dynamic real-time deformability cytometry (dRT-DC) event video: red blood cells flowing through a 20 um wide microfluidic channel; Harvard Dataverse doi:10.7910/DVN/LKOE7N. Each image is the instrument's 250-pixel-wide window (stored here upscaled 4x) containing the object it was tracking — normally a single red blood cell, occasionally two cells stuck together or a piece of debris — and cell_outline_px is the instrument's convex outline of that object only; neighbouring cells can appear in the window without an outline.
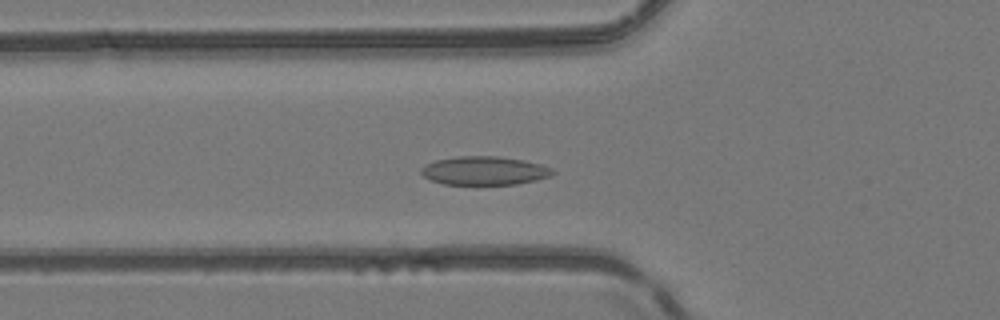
{"species": "common noctule bat (a hibernating species)", "species_latin": "Nyctalus noctula", "temperature_condition": "room temperature", "stored_images_in_passage": 49, "camera_frame_rate_fps": 3000, "um_per_image_px": 0.085, "animal": {"sex": "female", "body_mass_g": 24.6, "forearm_length_mm": 56.2}, "frame": {"image": 1, "passage_image": 17, "time_ms": 5.333, "image_size_px": [1000, 320], "cell_outline_px": [[556, 172], [548, 176], [536, 180], [516, 184], [444, 184], [432, 180], [424, 176], [420, 172], [420, 168], [424, 164], [436, 160], [460, 156], [496, 156], [524, 160], [540, 164], [552, 168]], "centroid_in_image_um": [41.16, 14.5], "position_along_channel_um": 84.6, "area_um2": 21.79}}
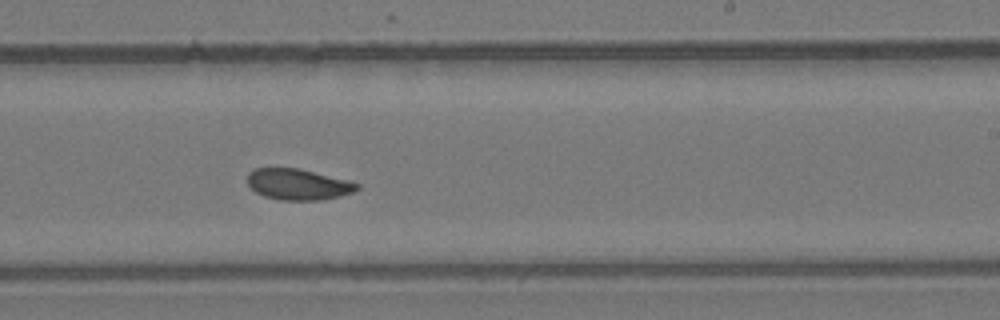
{"frame": {"image": 2, "passage_image": 30, "time_ms": 9.667, "image_size_px": [1000, 320], "cell_outline_px": [[360, 188], [352, 192], [340, 196], [324, 200], [280, 200], [264, 196], [256, 192], [248, 184], [248, 172], [256, 168], [300, 168], [348, 180], [360, 184]], "centroid_in_image_um": [25.36, 15.67], "position_along_channel_um": 263.6, "area_um2": 19.88}}
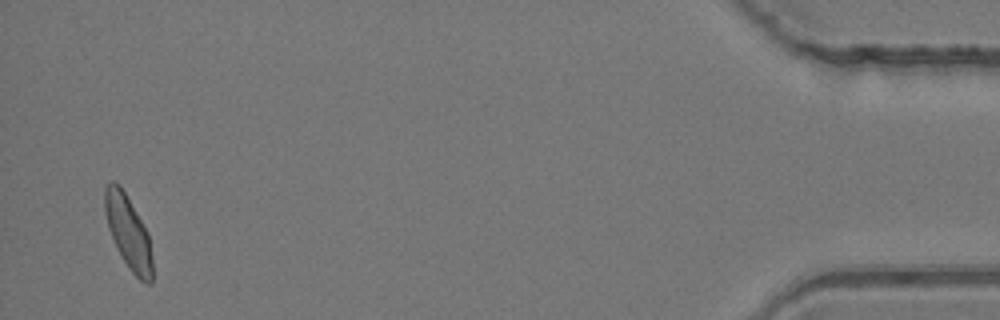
{"frame": {"image": 3, "passage_image": 48, "time_ms": 15.667, "image_size_px": [1000, 320], "cell_outline_px": [[152, 284], [144, 284], [128, 268], [108, 228], [104, 212], [104, 188], [112, 180], [120, 184], [148, 232], [152, 256]], "centroid_in_image_um": [10.91, 19.73], "position_along_channel_um": 424.3, "area_um2": 20.23}, "authors_computed_cell_mechanics": {"area_um2": 20.519, "velocity_mm_per_s": 4.1134, "shape_relaxation_time_tau1_ms": 6.0937, "shape_relaxation_time_tau2_ms": 2.3493, "deformation_change_tau1": 0.1285, "deformation_change_tau2": 0.0709}}